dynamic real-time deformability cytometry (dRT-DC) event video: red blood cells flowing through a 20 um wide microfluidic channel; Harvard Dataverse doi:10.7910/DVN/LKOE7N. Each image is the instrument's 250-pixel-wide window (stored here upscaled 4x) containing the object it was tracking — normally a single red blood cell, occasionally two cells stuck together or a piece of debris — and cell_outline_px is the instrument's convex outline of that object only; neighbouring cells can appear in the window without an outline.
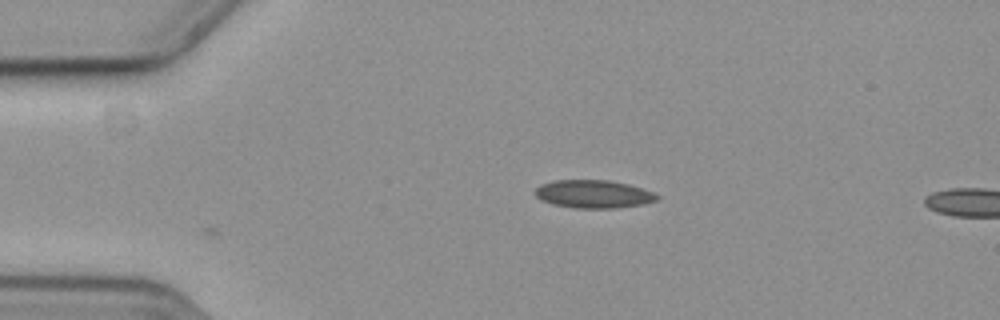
{"species": "common noctule bat (a hibernating species)", "species_latin": "Nyctalus noctula", "temperature_condition": "cold", "stored_images_in_passage": 3, "camera_frame_rate_fps": 3000, "um_per_image_px": 0.085, "animal": {"sex": "female", "body_mass_g": 19.3, "forearm_length_mm": 54.1}, "frame": {"image": 1, "passage_image": 1, "time_ms": 0.0, "image_size_px": [1000, 320], "cell_outline_px": [[660, 196], [656, 200], [644, 204], [620, 208], [572, 208], [552, 204], [540, 200], [532, 192], [540, 184], [556, 180], [608, 180], [628, 184], [652, 192]], "centroid_in_image_um": [50.4, 16.5], "position_along_channel_um": 34.6, "area_um2": 20.06}}